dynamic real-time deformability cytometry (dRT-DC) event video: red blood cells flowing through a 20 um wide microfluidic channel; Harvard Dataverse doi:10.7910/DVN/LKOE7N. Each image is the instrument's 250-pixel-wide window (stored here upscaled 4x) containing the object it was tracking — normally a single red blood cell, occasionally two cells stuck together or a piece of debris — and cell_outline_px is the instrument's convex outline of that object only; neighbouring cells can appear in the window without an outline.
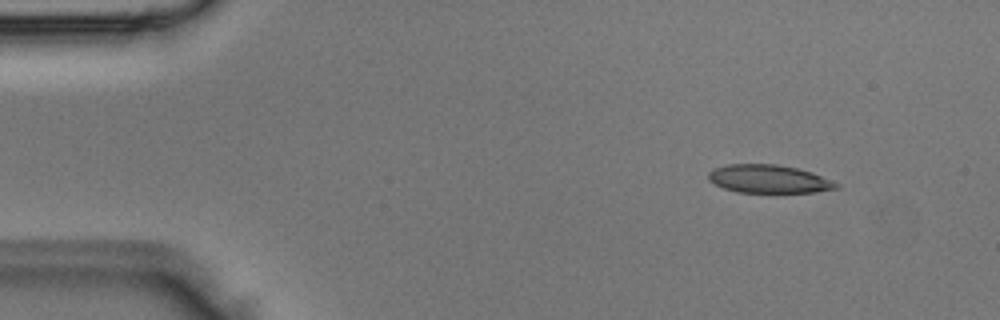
{"species": "Egyptian fruit bat (a non-hibernating species)", "species_latin": "Rousettus aegyptiacus", "temperature_condition": "room temperature", "stored_images_in_passage": 3, "camera_frame_rate_fps": 3000, "um_per_image_px": 0.085, "animal": {"sex": "male"}, "frame": {"image": 1, "passage_image": 2, "time_ms": 0.333, "image_size_px": [1000, 320], "cell_outline_px": [[840, 184], [836, 188], [816, 192], [736, 192], [724, 188], [708, 180], [708, 172], [712, 168], [728, 164], [776, 164], [796, 168], [812, 172]], "centroid_in_image_um": [65.31, 15.2], "position_along_channel_um": 19.7, "area_um2": 20.92}}